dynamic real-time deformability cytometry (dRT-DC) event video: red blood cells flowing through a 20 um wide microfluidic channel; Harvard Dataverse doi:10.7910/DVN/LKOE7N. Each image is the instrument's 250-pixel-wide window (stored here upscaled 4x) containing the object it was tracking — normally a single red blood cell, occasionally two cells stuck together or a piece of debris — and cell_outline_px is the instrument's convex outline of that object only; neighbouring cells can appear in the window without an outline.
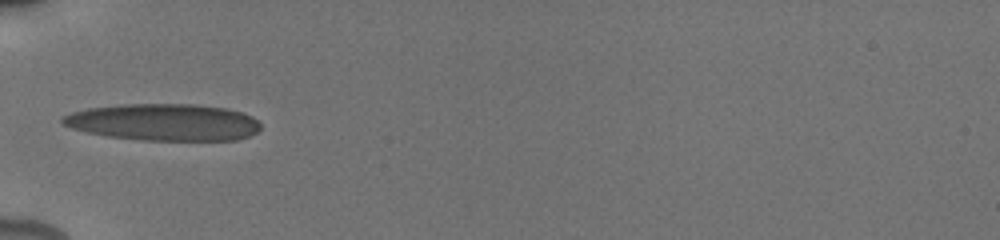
{"species": "human", "species_latin": "Homo sapiens", "temperature_condition": "cold", "stored_images_in_passage": 46, "camera_frame_rate_fps": 3000, "um_per_image_px": 0.085, "donor": {"sex": "male"}, "frame": {"image": 1, "passage_image": 1, "time_ms": 0.0, "image_size_px": [1000, 240], "cell_outline_px": [[260, 128], [256, 132], [248, 136], [236, 140], [144, 140], [108, 136], [88, 132], [72, 128], [64, 124], [60, 120], [60, 116], [72, 112], [88, 108], [120, 104], [196, 104], [228, 108], [244, 112], [252, 116], [260, 124]], "centroid_in_image_um": [13.93, 10.37], "position_along_channel_um": 71.1, "area_um2": 42.66}}
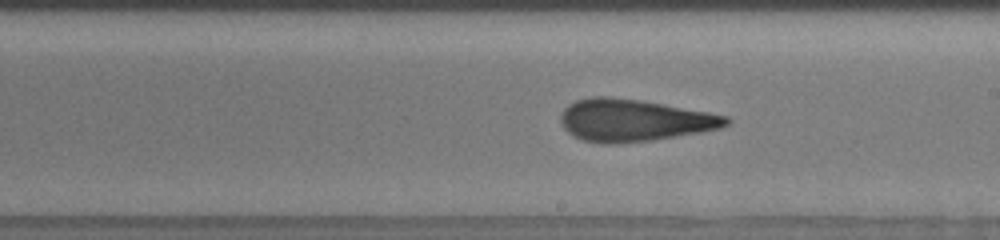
{"frame": {"image": 2, "passage_image": 20, "time_ms": 4.333, "image_size_px": [1000, 240], "cell_outline_px": [[732, 120], [728, 124], [720, 128], [700, 132], [652, 140], [608, 144], [584, 140], [572, 136], [564, 128], [560, 120], [560, 116], [564, 108], [568, 104], [576, 100], [592, 96], [612, 96], [640, 100], [708, 112], [728, 116]], "centroid_in_image_um": [53.86, 10.21], "position_along_channel_um": 235.1, "area_um2": 40.52}}
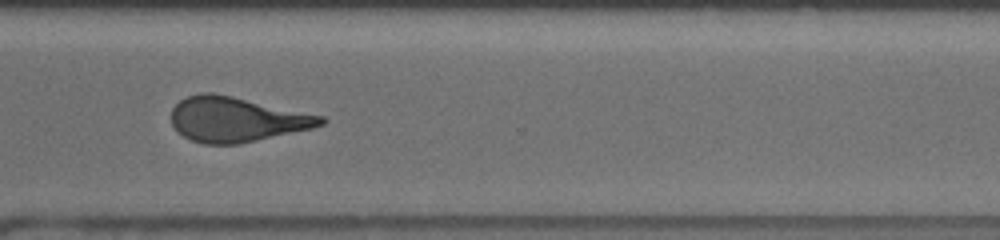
{"frame": {"image": 3, "passage_image": 31, "time_ms": 7.333, "image_size_px": [1000, 240], "cell_outline_px": [[328, 120], [324, 124], [312, 128], [240, 144], [204, 144], [192, 140], [184, 136], [172, 124], [172, 108], [180, 100], [188, 96], [200, 92], [212, 92], [232, 96], [324, 116]], "centroid_in_image_um": [20.11, 10.14], "position_along_channel_um": 350.5, "area_um2": 38.96}, "authors_computed_cell_mechanics": {"area_um2": 39.9109, "velocity_mm_per_s": 3.8415, "shape_relaxation_time_tau1_ms": 5.1682, "shape_relaxation_time_tau2_ms": 1.7077, "deformation_change_tau1": 0.2062, "deformation_change_tau2": 0.1279}}